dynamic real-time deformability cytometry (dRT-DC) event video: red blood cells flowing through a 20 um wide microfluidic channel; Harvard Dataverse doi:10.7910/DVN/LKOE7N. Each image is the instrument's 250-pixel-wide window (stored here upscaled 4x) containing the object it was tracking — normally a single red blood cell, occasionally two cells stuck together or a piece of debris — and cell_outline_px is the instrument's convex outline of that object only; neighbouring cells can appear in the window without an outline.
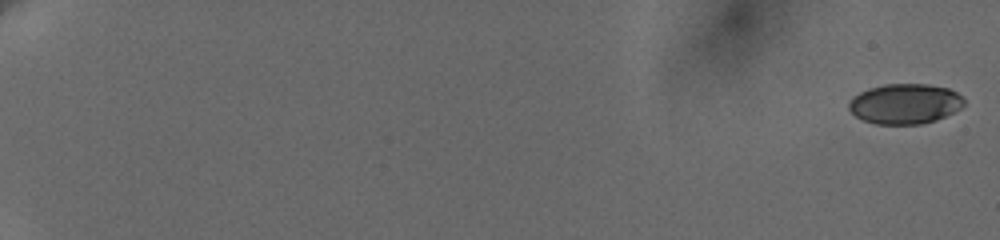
{"species": "human", "species_latin": "Homo sapiens", "temperature_condition": "cold", "stored_images_in_passage": 22, "camera_frame_rate_fps": 3000, "um_per_image_px": 0.085, "donor": {"sex": "female"}, "frame": {"image": 1, "passage_image": 1, "time_ms": 0.0, "image_size_px": [1000, 240], "cell_outline_px": [[964, 104], [960, 108], [936, 120], [920, 124], [876, 124], [864, 120], [856, 116], [848, 108], [848, 104], [852, 96], [868, 88], [884, 84], [928, 84], [948, 88], [956, 92], [964, 100]], "centroid_in_image_um": [76.89, 8.81], "position_along_channel_um": 8.1, "area_um2": 26.88}}
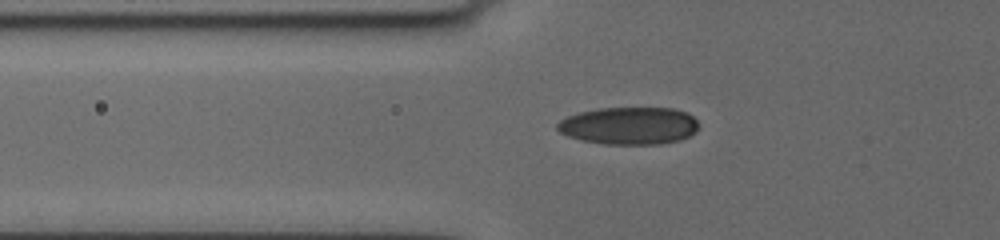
{"frame": {"image": 2, "passage_image": 19, "time_ms": 8.0, "image_size_px": [1000, 240], "cell_outline_px": [[700, 124], [696, 132], [680, 140], [660, 144], [604, 144], [584, 140], [568, 136], [560, 132], [556, 128], [556, 124], [560, 120], [568, 116], [580, 112], [600, 108], [672, 108], [688, 112]], "centroid_in_image_um": [53.51, 10.68], "position_along_channel_um": 72.3, "area_um2": 30.92}}
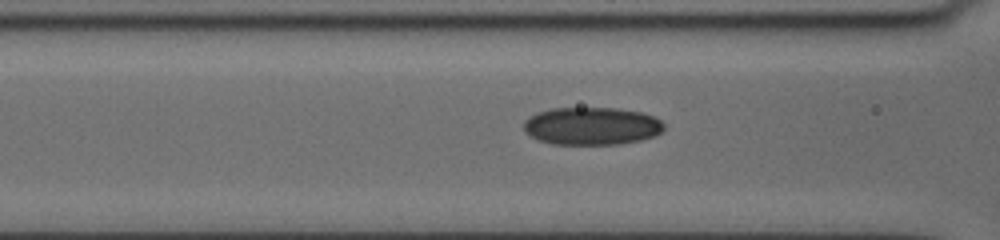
{"frame": {"image": 3, "passage_image": 22, "time_ms": 9.333, "image_size_px": [1000, 240], "cell_outline_px": [[664, 128], [656, 136], [640, 140], [620, 144], [552, 144], [536, 140], [524, 132], [524, 120], [536, 112], [552, 108], [616, 108], [644, 112], [660, 120], [664, 124]], "centroid_in_image_um": [50.27, 10.71], "position_along_channel_um": 116.3, "area_um2": 31.15}}